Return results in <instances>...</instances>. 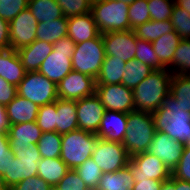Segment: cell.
Masks as SVG:
<instances>
[{
  "mask_svg": "<svg viewBox=\"0 0 190 190\" xmlns=\"http://www.w3.org/2000/svg\"><path fill=\"white\" fill-rule=\"evenodd\" d=\"M173 73L167 68L154 70L135 89L133 97L136 111L155 112L170 94Z\"/></svg>",
  "mask_w": 190,
  "mask_h": 190,
  "instance_id": "6da1fadb",
  "label": "cell"
},
{
  "mask_svg": "<svg viewBox=\"0 0 190 190\" xmlns=\"http://www.w3.org/2000/svg\"><path fill=\"white\" fill-rule=\"evenodd\" d=\"M151 114L156 131L166 133L184 146L190 143V112H185L172 95L169 94L163 105Z\"/></svg>",
  "mask_w": 190,
  "mask_h": 190,
  "instance_id": "7a4b0ae2",
  "label": "cell"
},
{
  "mask_svg": "<svg viewBox=\"0 0 190 190\" xmlns=\"http://www.w3.org/2000/svg\"><path fill=\"white\" fill-rule=\"evenodd\" d=\"M41 155L37 145L30 147H10L7 158L0 161V174L11 189L20 181L37 176Z\"/></svg>",
  "mask_w": 190,
  "mask_h": 190,
  "instance_id": "3957f363",
  "label": "cell"
},
{
  "mask_svg": "<svg viewBox=\"0 0 190 190\" xmlns=\"http://www.w3.org/2000/svg\"><path fill=\"white\" fill-rule=\"evenodd\" d=\"M155 133L151 113L136 110L128 113L127 129L122 143L129 156L146 152Z\"/></svg>",
  "mask_w": 190,
  "mask_h": 190,
  "instance_id": "277c9868",
  "label": "cell"
},
{
  "mask_svg": "<svg viewBox=\"0 0 190 190\" xmlns=\"http://www.w3.org/2000/svg\"><path fill=\"white\" fill-rule=\"evenodd\" d=\"M129 4L116 0H92L91 14L101 34L130 30Z\"/></svg>",
  "mask_w": 190,
  "mask_h": 190,
  "instance_id": "5b68a950",
  "label": "cell"
},
{
  "mask_svg": "<svg viewBox=\"0 0 190 190\" xmlns=\"http://www.w3.org/2000/svg\"><path fill=\"white\" fill-rule=\"evenodd\" d=\"M98 139L95 133L80 129L62 134L61 160L69 169H75L91 158Z\"/></svg>",
  "mask_w": 190,
  "mask_h": 190,
  "instance_id": "8992f818",
  "label": "cell"
},
{
  "mask_svg": "<svg viewBox=\"0 0 190 190\" xmlns=\"http://www.w3.org/2000/svg\"><path fill=\"white\" fill-rule=\"evenodd\" d=\"M74 48L75 42L71 38H61L53 44V51L42 62L38 72L58 85L73 70L71 58Z\"/></svg>",
  "mask_w": 190,
  "mask_h": 190,
  "instance_id": "52a82bcc",
  "label": "cell"
},
{
  "mask_svg": "<svg viewBox=\"0 0 190 190\" xmlns=\"http://www.w3.org/2000/svg\"><path fill=\"white\" fill-rule=\"evenodd\" d=\"M105 58L102 34L98 37L75 44L72 54V69L89 77L97 78Z\"/></svg>",
  "mask_w": 190,
  "mask_h": 190,
  "instance_id": "ba28073f",
  "label": "cell"
},
{
  "mask_svg": "<svg viewBox=\"0 0 190 190\" xmlns=\"http://www.w3.org/2000/svg\"><path fill=\"white\" fill-rule=\"evenodd\" d=\"M17 94L39 106L54 103L58 99L57 85L38 71L26 72L17 86Z\"/></svg>",
  "mask_w": 190,
  "mask_h": 190,
  "instance_id": "9c48e42d",
  "label": "cell"
},
{
  "mask_svg": "<svg viewBox=\"0 0 190 190\" xmlns=\"http://www.w3.org/2000/svg\"><path fill=\"white\" fill-rule=\"evenodd\" d=\"M91 159L103 173L119 171L130 162V156L122 142L107 141L99 138Z\"/></svg>",
  "mask_w": 190,
  "mask_h": 190,
  "instance_id": "30bf717a",
  "label": "cell"
},
{
  "mask_svg": "<svg viewBox=\"0 0 190 190\" xmlns=\"http://www.w3.org/2000/svg\"><path fill=\"white\" fill-rule=\"evenodd\" d=\"M95 93L105 110L127 114L135 111L133 90L123 84L96 85Z\"/></svg>",
  "mask_w": 190,
  "mask_h": 190,
  "instance_id": "8fae6325",
  "label": "cell"
},
{
  "mask_svg": "<svg viewBox=\"0 0 190 190\" xmlns=\"http://www.w3.org/2000/svg\"><path fill=\"white\" fill-rule=\"evenodd\" d=\"M105 56L128 62L135 59L137 37L134 30L113 31L102 34Z\"/></svg>",
  "mask_w": 190,
  "mask_h": 190,
  "instance_id": "7c38bea8",
  "label": "cell"
},
{
  "mask_svg": "<svg viewBox=\"0 0 190 190\" xmlns=\"http://www.w3.org/2000/svg\"><path fill=\"white\" fill-rule=\"evenodd\" d=\"M96 79L77 71H70L57 85L58 98L80 100L95 94Z\"/></svg>",
  "mask_w": 190,
  "mask_h": 190,
  "instance_id": "4fadbf2b",
  "label": "cell"
},
{
  "mask_svg": "<svg viewBox=\"0 0 190 190\" xmlns=\"http://www.w3.org/2000/svg\"><path fill=\"white\" fill-rule=\"evenodd\" d=\"M133 178L154 179L157 181H168L172 172L165 164L148 152H141L130 157Z\"/></svg>",
  "mask_w": 190,
  "mask_h": 190,
  "instance_id": "5bb4252c",
  "label": "cell"
},
{
  "mask_svg": "<svg viewBox=\"0 0 190 190\" xmlns=\"http://www.w3.org/2000/svg\"><path fill=\"white\" fill-rule=\"evenodd\" d=\"M38 22L27 8L21 11L9 22L10 45L14 50H19L36 40Z\"/></svg>",
  "mask_w": 190,
  "mask_h": 190,
  "instance_id": "9a60e30c",
  "label": "cell"
},
{
  "mask_svg": "<svg viewBox=\"0 0 190 190\" xmlns=\"http://www.w3.org/2000/svg\"><path fill=\"white\" fill-rule=\"evenodd\" d=\"M184 145L166 133L156 131L152 142L146 152L153 154L160 159L165 166L172 172L181 159Z\"/></svg>",
  "mask_w": 190,
  "mask_h": 190,
  "instance_id": "2e32d148",
  "label": "cell"
},
{
  "mask_svg": "<svg viewBox=\"0 0 190 190\" xmlns=\"http://www.w3.org/2000/svg\"><path fill=\"white\" fill-rule=\"evenodd\" d=\"M78 129L97 133L105 108L95 94L76 101Z\"/></svg>",
  "mask_w": 190,
  "mask_h": 190,
  "instance_id": "e0dca14e",
  "label": "cell"
},
{
  "mask_svg": "<svg viewBox=\"0 0 190 190\" xmlns=\"http://www.w3.org/2000/svg\"><path fill=\"white\" fill-rule=\"evenodd\" d=\"M127 121V113L105 110L96 135L103 140L123 142Z\"/></svg>",
  "mask_w": 190,
  "mask_h": 190,
  "instance_id": "ac0fdd59",
  "label": "cell"
},
{
  "mask_svg": "<svg viewBox=\"0 0 190 190\" xmlns=\"http://www.w3.org/2000/svg\"><path fill=\"white\" fill-rule=\"evenodd\" d=\"M53 51V44L43 41L34 40L28 46L17 50V54L26 72L38 71L42 62Z\"/></svg>",
  "mask_w": 190,
  "mask_h": 190,
  "instance_id": "d6986e66",
  "label": "cell"
},
{
  "mask_svg": "<svg viewBox=\"0 0 190 190\" xmlns=\"http://www.w3.org/2000/svg\"><path fill=\"white\" fill-rule=\"evenodd\" d=\"M100 31L91 12L68 18V34L75 44L96 38Z\"/></svg>",
  "mask_w": 190,
  "mask_h": 190,
  "instance_id": "ffe728a7",
  "label": "cell"
},
{
  "mask_svg": "<svg viewBox=\"0 0 190 190\" xmlns=\"http://www.w3.org/2000/svg\"><path fill=\"white\" fill-rule=\"evenodd\" d=\"M25 74L26 71L16 50L12 48L0 50V77L17 87Z\"/></svg>",
  "mask_w": 190,
  "mask_h": 190,
  "instance_id": "44dd1931",
  "label": "cell"
},
{
  "mask_svg": "<svg viewBox=\"0 0 190 190\" xmlns=\"http://www.w3.org/2000/svg\"><path fill=\"white\" fill-rule=\"evenodd\" d=\"M42 131L36 121L27 123L12 124L8 130L10 147H30L37 145L41 138Z\"/></svg>",
  "mask_w": 190,
  "mask_h": 190,
  "instance_id": "7402d4cb",
  "label": "cell"
},
{
  "mask_svg": "<svg viewBox=\"0 0 190 190\" xmlns=\"http://www.w3.org/2000/svg\"><path fill=\"white\" fill-rule=\"evenodd\" d=\"M39 107L36 103L17 94L6 106L10 125L36 121Z\"/></svg>",
  "mask_w": 190,
  "mask_h": 190,
  "instance_id": "603a6c76",
  "label": "cell"
},
{
  "mask_svg": "<svg viewBox=\"0 0 190 190\" xmlns=\"http://www.w3.org/2000/svg\"><path fill=\"white\" fill-rule=\"evenodd\" d=\"M56 132L65 134L78 129L76 101L58 98L56 100Z\"/></svg>",
  "mask_w": 190,
  "mask_h": 190,
  "instance_id": "cb8c5ba5",
  "label": "cell"
},
{
  "mask_svg": "<svg viewBox=\"0 0 190 190\" xmlns=\"http://www.w3.org/2000/svg\"><path fill=\"white\" fill-rule=\"evenodd\" d=\"M134 178L130 163L116 172L103 173L98 190H132Z\"/></svg>",
  "mask_w": 190,
  "mask_h": 190,
  "instance_id": "d4e9b609",
  "label": "cell"
},
{
  "mask_svg": "<svg viewBox=\"0 0 190 190\" xmlns=\"http://www.w3.org/2000/svg\"><path fill=\"white\" fill-rule=\"evenodd\" d=\"M181 38L175 32L166 33L152 42L159 62L172 73V57Z\"/></svg>",
  "mask_w": 190,
  "mask_h": 190,
  "instance_id": "484cf974",
  "label": "cell"
},
{
  "mask_svg": "<svg viewBox=\"0 0 190 190\" xmlns=\"http://www.w3.org/2000/svg\"><path fill=\"white\" fill-rule=\"evenodd\" d=\"M68 34V18L62 16L61 18L50 20L47 22H40L37 25L36 40H43L54 44L61 38Z\"/></svg>",
  "mask_w": 190,
  "mask_h": 190,
  "instance_id": "4316f807",
  "label": "cell"
},
{
  "mask_svg": "<svg viewBox=\"0 0 190 190\" xmlns=\"http://www.w3.org/2000/svg\"><path fill=\"white\" fill-rule=\"evenodd\" d=\"M38 165L37 176L44 179L50 186H56L69 170L60 157L41 158Z\"/></svg>",
  "mask_w": 190,
  "mask_h": 190,
  "instance_id": "83f0119b",
  "label": "cell"
},
{
  "mask_svg": "<svg viewBox=\"0 0 190 190\" xmlns=\"http://www.w3.org/2000/svg\"><path fill=\"white\" fill-rule=\"evenodd\" d=\"M126 62L122 59L105 56L101 70L96 78V85L122 84Z\"/></svg>",
  "mask_w": 190,
  "mask_h": 190,
  "instance_id": "f1b7e54d",
  "label": "cell"
},
{
  "mask_svg": "<svg viewBox=\"0 0 190 190\" xmlns=\"http://www.w3.org/2000/svg\"><path fill=\"white\" fill-rule=\"evenodd\" d=\"M28 9L38 23L53 21L64 16L56 0H28Z\"/></svg>",
  "mask_w": 190,
  "mask_h": 190,
  "instance_id": "f546056e",
  "label": "cell"
},
{
  "mask_svg": "<svg viewBox=\"0 0 190 190\" xmlns=\"http://www.w3.org/2000/svg\"><path fill=\"white\" fill-rule=\"evenodd\" d=\"M124 70L122 84L132 90L154 71L153 68L137 59L126 62Z\"/></svg>",
  "mask_w": 190,
  "mask_h": 190,
  "instance_id": "4dcf8cb0",
  "label": "cell"
},
{
  "mask_svg": "<svg viewBox=\"0 0 190 190\" xmlns=\"http://www.w3.org/2000/svg\"><path fill=\"white\" fill-rule=\"evenodd\" d=\"M173 31L174 29L170 19L165 21L150 20L134 29L137 38L149 42H153L166 33L168 34Z\"/></svg>",
  "mask_w": 190,
  "mask_h": 190,
  "instance_id": "1f68e13d",
  "label": "cell"
},
{
  "mask_svg": "<svg viewBox=\"0 0 190 190\" xmlns=\"http://www.w3.org/2000/svg\"><path fill=\"white\" fill-rule=\"evenodd\" d=\"M170 95L177 100L185 112H190V75L173 74Z\"/></svg>",
  "mask_w": 190,
  "mask_h": 190,
  "instance_id": "d6a6232c",
  "label": "cell"
},
{
  "mask_svg": "<svg viewBox=\"0 0 190 190\" xmlns=\"http://www.w3.org/2000/svg\"><path fill=\"white\" fill-rule=\"evenodd\" d=\"M172 73L190 75V39H181L172 57Z\"/></svg>",
  "mask_w": 190,
  "mask_h": 190,
  "instance_id": "836d02e7",
  "label": "cell"
},
{
  "mask_svg": "<svg viewBox=\"0 0 190 190\" xmlns=\"http://www.w3.org/2000/svg\"><path fill=\"white\" fill-rule=\"evenodd\" d=\"M62 134L55 132L42 133L38 140L37 147L41 158L60 157Z\"/></svg>",
  "mask_w": 190,
  "mask_h": 190,
  "instance_id": "e575fe53",
  "label": "cell"
},
{
  "mask_svg": "<svg viewBox=\"0 0 190 190\" xmlns=\"http://www.w3.org/2000/svg\"><path fill=\"white\" fill-rule=\"evenodd\" d=\"M75 171L85 182L88 189L98 188L103 172L91 158L76 167Z\"/></svg>",
  "mask_w": 190,
  "mask_h": 190,
  "instance_id": "d590c367",
  "label": "cell"
},
{
  "mask_svg": "<svg viewBox=\"0 0 190 190\" xmlns=\"http://www.w3.org/2000/svg\"><path fill=\"white\" fill-rule=\"evenodd\" d=\"M135 59L140 60L154 70L165 68L153 50L152 42L137 38Z\"/></svg>",
  "mask_w": 190,
  "mask_h": 190,
  "instance_id": "8d00e7d4",
  "label": "cell"
},
{
  "mask_svg": "<svg viewBox=\"0 0 190 190\" xmlns=\"http://www.w3.org/2000/svg\"><path fill=\"white\" fill-rule=\"evenodd\" d=\"M56 115V101L39 107L36 123L42 133L56 131Z\"/></svg>",
  "mask_w": 190,
  "mask_h": 190,
  "instance_id": "74e56055",
  "label": "cell"
},
{
  "mask_svg": "<svg viewBox=\"0 0 190 190\" xmlns=\"http://www.w3.org/2000/svg\"><path fill=\"white\" fill-rule=\"evenodd\" d=\"M128 16L130 29L132 30L150 21L147 0H136L134 3L129 4Z\"/></svg>",
  "mask_w": 190,
  "mask_h": 190,
  "instance_id": "f35d334b",
  "label": "cell"
},
{
  "mask_svg": "<svg viewBox=\"0 0 190 190\" xmlns=\"http://www.w3.org/2000/svg\"><path fill=\"white\" fill-rule=\"evenodd\" d=\"M170 20L174 31L181 39H190V14L186 10L174 5Z\"/></svg>",
  "mask_w": 190,
  "mask_h": 190,
  "instance_id": "ab89813d",
  "label": "cell"
},
{
  "mask_svg": "<svg viewBox=\"0 0 190 190\" xmlns=\"http://www.w3.org/2000/svg\"><path fill=\"white\" fill-rule=\"evenodd\" d=\"M150 20L165 21L171 19L174 0H147Z\"/></svg>",
  "mask_w": 190,
  "mask_h": 190,
  "instance_id": "60d3db41",
  "label": "cell"
},
{
  "mask_svg": "<svg viewBox=\"0 0 190 190\" xmlns=\"http://www.w3.org/2000/svg\"><path fill=\"white\" fill-rule=\"evenodd\" d=\"M64 17L70 18L91 11L92 0H56Z\"/></svg>",
  "mask_w": 190,
  "mask_h": 190,
  "instance_id": "b9f144b4",
  "label": "cell"
},
{
  "mask_svg": "<svg viewBox=\"0 0 190 190\" xmlns=\"http://www.w3.org/2000/svg\"><path fill=\"white\" fill-rule=\"evenodd\" d=\"M28 8V0H0V17L10 22Z\"/></svg>",
  "mask_w": 190,
  "mask_h": 190,
  "instance_id": "7bdbcfd3",
  "label": "cell"
},
{
  "mask_svg": "<svg viewBox=\"0 0 190 190\" xmlns=\"http://www.w3.org/2000/svg\"><path fill=\"white\" fill-rule=\"evenodd\" d=\"M56 187L59 190H88L85 182L78 176L75 169H69Z\"/></svg>",
  "mask_w": 190,
  "mask_h": 190,
  "instance_id": "ee69618b",
  "label": "cell"
},
{
  "mask_svg": "<svg viewBox=\"0 0 190 190\" xmlns=\"http://www.w3.org/2000/svg\"><path fill=\"white\" fill-rule=\"evenodd\" d=\"M171 176L182 181L190 182V147L188 145L184 146L181 159L172 170Z\"/></svg>",
  "mask_w": 190,
  "mask_h": 190,
  "instance_id": "f6af8a7d",
  "label": "cell"
},
{
  "mask_svg": "<svg viewBox=\"0 0 190 190\" xmlns=\"http://www.w3.org/2000/svg\"><path fill=\"white\" fill-rule=\"evenodd\" d=\"M51 186L41 177L33 176L20 181L10 190H49Z\"/></svg>",
  "mask_w": 190,
  "mask_h": 190,
  "instance_id": "bcb514c9",
  "label": "cell"
},
{
  "mask_svg": "<svg viewBox=\"0 0 190 190\" xmlns=\"http://www.w3.org/2000/svg\"><path fill=\"white\" fill-rule=\"evenodd\" d=\"M17 95V87L0 77V104L7 106Z\"/></svg>",
  "mask_w": 190,
  "mask_h": 190,
  "instance_id": "7dc6e473",
  "label": "cell"
},
{
  "mask_svg": "<svg viewBox=\"0 0 190 190\" xmlns=\"http://www.w3.org/2000/svg\"><path fill=\"white\" fill-rule=\"evenodd\" d=\"M163 182L154 179L135 178L132 190H160Z\"/></svg>",
  "mask_w": 190,
  "mask_h": 190,
  "instance_id": "c3c4849f",
  "label": "cell"
},
{
  "mask_svg": "<svg viewBox=\"0 0 190 190\" xmlns=\"http://www.w3.org/2000/svg\"><path fill=\"white\" fill-rule=\"evenodd\" d=\"M9 22L0 17V50L10 49Z\"/></svg>",
  "mask_w": 190,
  "mask_h": 190,
  "instance_id": "681fc988",
  "label": "cell"
},
{
  "mask_svg": "<svg viewBox=\"0 0 190 190\" xmlns=\"http://www.w3.org/2000/svg\"><path fill=\"white\" fill-rule=\"evenodd\" d=\"M10 151V143L7 134L0 133V161L7 158Z\"/></svg>",
  "mask_w": 190,
  "mask_h": 190,
  "instance_id": "f907efd6",
  "label": "cell"
},
{
  "mask_svg": "<svg viewBox=\"0 0 190 190\" xmlns=\"http://www.w3.org/2000/svg\"><path fill=\"white\" fill-rule=\"evenodd\" d=\"M10 123L7 116L6 106L0 104V133L7 134Z\"/></svg>",
  "mask_w": 190,
  "mask_h": 190,
  "instance_id": "816d5d0a",
  "label": "cell"
},
{
  "mask_svg": "<svg viewBox=\"0 0 190 190\" xmlns=\"http://www.w3.org/2000/svg\"><path fill=\"white\" fill-rule=\"evenodd\" d=\"M160 190H176V178H171L168 181L163 182Z\"/></svg>",
  "mask_w": 190,
  "mask_h": 190,
  "instance_id": "f5cc1de1",
  "label": "cell"
},
{
  "mask_svg": "<svg viewBox=\"0 0 190 190\" xmlns=\"http://www.w3.org/2000/svg\"><path fill=\"white\" fill-rule=\"evenodd\" d=\"M174 3L190 14V0H174Z\"/></svg>",
  "mask_w": 190,
  "mask_h": 190,
  "instance_id": "db71d44e",
  "label": "cell"
},
{
  "mask_svg": "<svg viewBox=\"0 0 190 190\" xmlns=\"http://www.w3.org/2000/svg\"><path fill=\"white\" fill-rule=\"evenodd\" d=\"M176 190H190V182L176 179Z\"/></svg>",
  "mask_w": 190,
  "mask_h": 190,
  "instance_id": "11a10c76",
  "label": "cell"
},
{
  "mask_svg": "<svg viewBox=\"0 0 190 190\" xmlns=\"http://www.w3.org/2000/svg\"><path fill=\"white\" fill-rule=\"evenodd\" d=\"M0 190H10L5 183L4 176L0 174Z\"/></svg>",
  "mask_w": 190,
  "mask_h": 190,
  "instance_id": "9f6ffc18",
  "label": "cell"
},
{
  "mask_svg": "<svg viewBox=\"0 0 190 190\" xmlns=\"http://www.w3.org/2000/svg\"><path fill=\"white\" fill-rule=\"evenodd\" d=\"M116 1H123V2H126L127 4H132V3H134L136 0H116Z\"/></svg>",
  "mask_w": 190,
  "mask_h": 190,
  "instance_id": "6f0895ef",
  "label": "cell"
},
{
  "mask_svg": "<svg viewBox=\"0 0 190 190\" xmlns=\"http://www.w3.org/2000/svg\"><path fill=\"white\" fill-rule=\"evenodd\" d=\"M49 190H59L56 186H51Z\"/></svg>",
  "mask_w": 190,
  "mask_h": 190,
  "instance_id": "680465c9",
  "label": "cell"
}]
</instances>
